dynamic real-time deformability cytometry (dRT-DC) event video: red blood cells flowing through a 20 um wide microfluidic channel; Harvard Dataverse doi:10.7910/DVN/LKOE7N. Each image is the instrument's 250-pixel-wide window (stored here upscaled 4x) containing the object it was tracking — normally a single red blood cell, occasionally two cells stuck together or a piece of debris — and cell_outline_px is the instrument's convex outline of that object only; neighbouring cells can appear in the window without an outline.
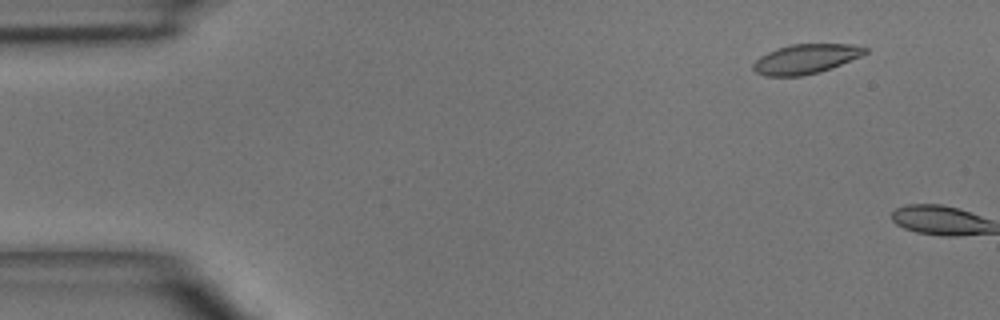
{"species": "common noctule bat (a hibernating species)", "species_latin": "Nyctalus noctula", "temperature_condition": "room temperature", "stored_images_in_passage": 5, "segment_of_instrument_passage": [2, 2], "camera_frame_rate_fps": 3000, "um_per_image_px": 0.085, "animal": {"sex": "male", "body_mass_g": 15.6}, "frame": {"image": 1, "passage_image": 5, "time_ms": 4.667, "image_size_px": [1000, 320], "cell_outline_px": [[868, 52], [860, 56], [832, 68], [820, 72], [800, 76], [764, 76], [756, 72], [752, 68], [752, 64], [760, 56], [776, 48], [792, 44], [848, 44], [868, 48]], "centroid_in_image_um": [68.46, 5.01], "position_along_channel_um": 16.5, "area_um2": 19.25}}